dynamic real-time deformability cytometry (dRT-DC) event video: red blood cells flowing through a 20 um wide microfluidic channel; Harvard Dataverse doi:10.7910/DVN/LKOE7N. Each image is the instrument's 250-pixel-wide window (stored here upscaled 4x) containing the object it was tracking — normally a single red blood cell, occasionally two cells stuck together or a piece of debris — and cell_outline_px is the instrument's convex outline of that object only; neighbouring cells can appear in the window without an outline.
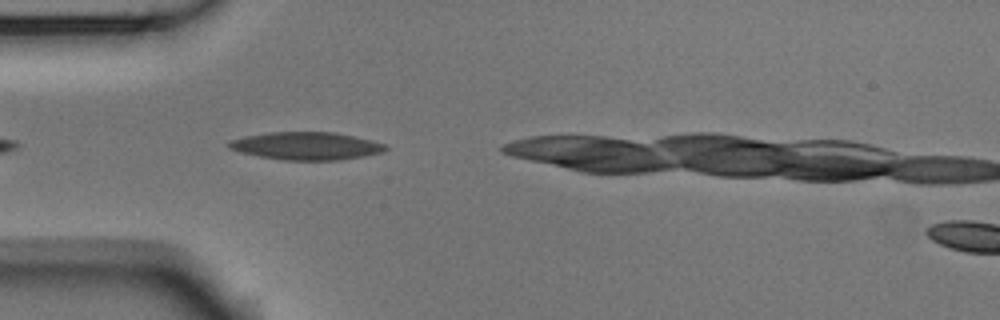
{"species": "Egyptian fruit bat (a non-hibernating species)", "species_latin": "Rousettus aegyptiacus", "temperature_condition": "room temperature", "stored_images_in_passage": 3, "camera_frame_rate_fps": 3000, "um_per_image_px": 0.085, "animal": {"sex": "male"}, "frame": {"image": 1, "passage_image": 2, "time_ms": 0.333, "image_size_px": [1000, 320], "cell_outline_px": [[388, 148], [384, 152], [364, 156], [340, 160], [284, 160], [260, 156], [228, 148], [228, 140], [244, 136], [268, 132], [336, 132], [372, 140], [384, 144]], "centroid_in_image_um": [26.06, 12.4], "position_along_channel_um": 58.9, "area_um2": 25.32}}